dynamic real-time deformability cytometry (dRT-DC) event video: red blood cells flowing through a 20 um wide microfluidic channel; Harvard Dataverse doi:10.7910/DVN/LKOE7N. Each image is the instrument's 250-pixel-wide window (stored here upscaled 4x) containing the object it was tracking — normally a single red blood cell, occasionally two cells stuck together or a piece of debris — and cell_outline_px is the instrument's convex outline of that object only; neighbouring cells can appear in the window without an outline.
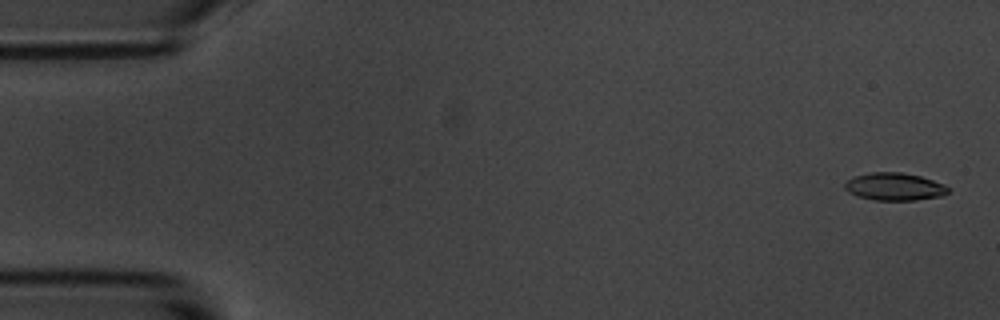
{"species": "common noctule bat (a hibernating species)", "species_latin": "Nyctalus noctula", "temperature_condition": "room temperature", "stored_images_in_passage": 11, "camera_frame_rate_fps": 3000, "um_per_image_px": 0.085, "animal": {"sex": "male", "body_mass_g": 20.1, "forearm_length_mm": 53.5}, "frame": {"image": 1, "passage_image": 1, "time_ms": 0.0, "image_size_px": [1000, 320], "cell_outline_px": [[948, 192], [944, 196], [916, 200], [876, 200], [856, 196], [848, 192], [844, 188], [844, 180], [852, 176], [872, 172], [900, 172], [920, 176], [944, 184], [948, 188]], "centroid_in_image_um": [75.98, 15.86], "position_along_channel_um": 9.0, "area_um2": 16.82}}
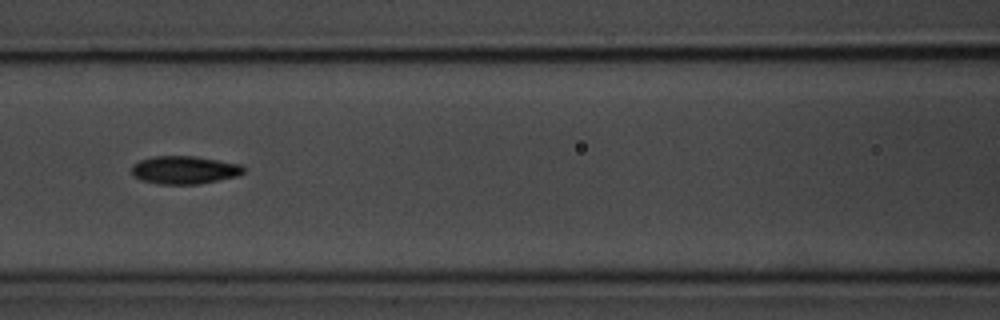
{"frame": {"image": 2, "passage_image": 7, "time_ms": 7.667, "image_size_px": [1000, 320], "cell_outline_px": [[244, 172], [236, 176], [200, 184], [160, 184], [140, 180], [132, 172], [132, 164], [140, 160], [156, 156], [196, 156], [240, 164], [244, 168]], "centroid_in_image_um": [15.67, 14.44], "position_along_channel_um": 150.9, "area_um2": 18.15}}
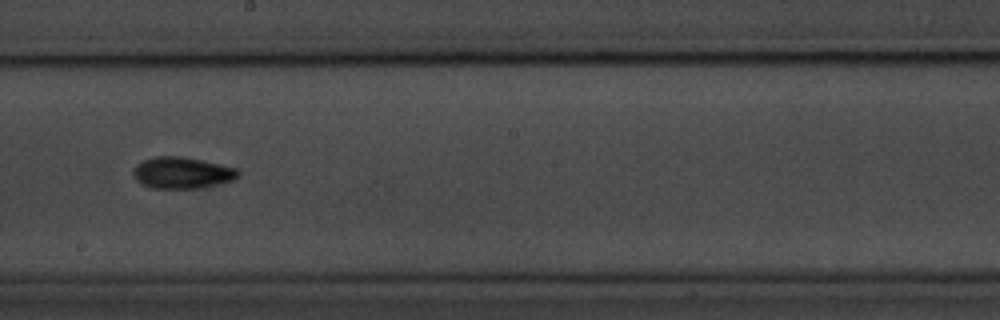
{"frame": {"image": 3, "passage_image": 9, "time_ms": 10.0, "image_size_px": [1000, 320], "cell_outline_px": [[240, 176], [232, 180], [196, 188], [152, 188], [140, 184], [132, 176], [132, 168], [136, 164], [144, 160], [156, 156], [180, 156], [240, 168]], "centroid_in_image_um": [15.44, 14.68], "position_along_channel_um": 232.8, "area_um2": 19.31}}